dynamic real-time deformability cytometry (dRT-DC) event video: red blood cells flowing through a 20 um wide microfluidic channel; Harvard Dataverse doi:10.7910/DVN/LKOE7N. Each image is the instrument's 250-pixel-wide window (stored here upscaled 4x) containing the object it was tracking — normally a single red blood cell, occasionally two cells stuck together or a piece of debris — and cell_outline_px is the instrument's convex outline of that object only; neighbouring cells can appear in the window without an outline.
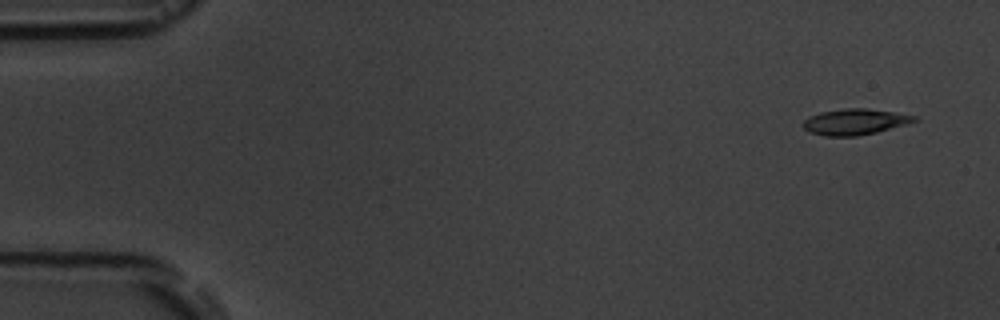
{"species": "common noctule bat (a hibernating species)", "species_latin": "Nyctalus noctula", "temperature_condition": "room temperature", "stored_images_in_passage": 5, "camera_frame_rate_fps": 3000, "um_per_image_px": 0.085, "animal": {"sex": "male", "body_mass_g": 19.5, "forearm_length_mm": 54.6}, "frame": {"image": 1, "passage_image": 1, "time_ms": 0.0, "image_size_px": [1000, 320], "cell_outline_px": [[920, 120], [876, 132], [856, 136], [824, 136], [808, 132], [804, 128], [804, 120], [820, 112], [844, 108], [864, 108], [892, 112], [916, 116]], "centroid_in_image_um": [72.66, 10.36], "position_along_channel_um": 12.3, "area_um2": 16.59}}